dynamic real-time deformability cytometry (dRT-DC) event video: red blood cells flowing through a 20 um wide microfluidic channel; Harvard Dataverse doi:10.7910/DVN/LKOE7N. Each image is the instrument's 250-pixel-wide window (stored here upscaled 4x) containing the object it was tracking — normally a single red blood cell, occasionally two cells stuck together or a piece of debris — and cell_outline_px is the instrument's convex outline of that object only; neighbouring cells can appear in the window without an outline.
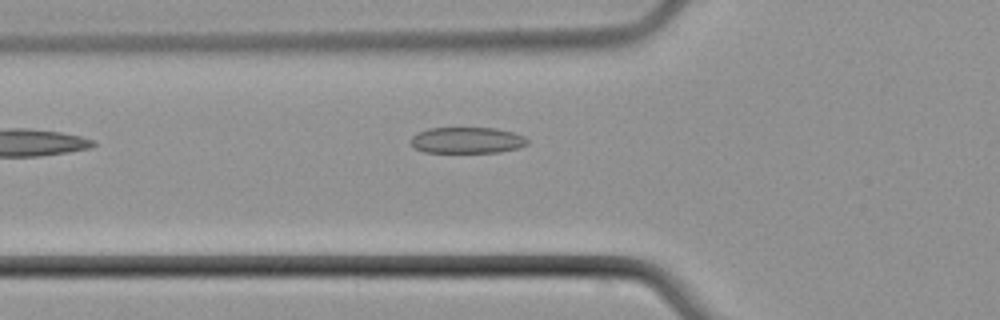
{"species": "common noctule bat (a hibernating species)", "species_latin": "Nyctalus noctula", "temperature_condition": "cold", "stored_images_in_passage": 5, "camera_frame_rate_fps": 3000, "um_per_image_px": 0.085, "animal": {"sex": "male", "body_mass_g": 21.5, "forearm_length_mm": 52.0}, "frame": {"image": 1, "passage_image": 5, "time_ms": 6.0, "image_size_px": [1000, 320], "cell_outline_px": [[528, 144], [520, 148], [500, 152], [424, 152], [416, 148], [412, 144], [412, 136], [416, 132], [428, 128], [496, 128], [512, 132], [524, 136], [528, 140]], "centroid_in_image_um": [39.72, 11.92], "position_along_channel_um": 86.1, "area_um2": 17.8}}